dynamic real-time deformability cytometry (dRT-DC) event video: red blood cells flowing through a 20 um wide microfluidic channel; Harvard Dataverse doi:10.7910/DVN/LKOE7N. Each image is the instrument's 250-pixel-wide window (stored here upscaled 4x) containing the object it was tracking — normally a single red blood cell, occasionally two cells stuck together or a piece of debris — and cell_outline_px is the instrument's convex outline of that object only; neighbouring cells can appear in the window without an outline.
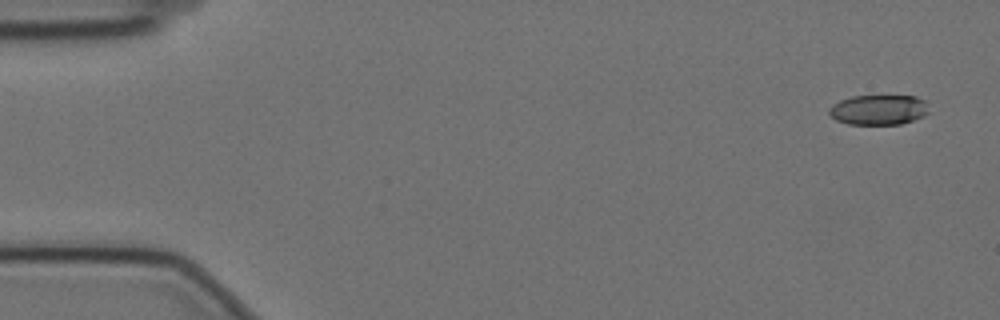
{"species": "Egyptian fruit bat (a non-hibernating species)", "species_latin": "Rousettus aegyptiacus", "temperature_condition": "cold", "stored_images_in_passage": 26, "camera_frame_rate_fps": 3000, "um_per_image_px": 0.085, "animal": {"sex": "female"}, "frame": {"image": 1, "passage_image": 1, "time_ms": 0.0, "image_size_px": [1000, 320], "cell_outline_px": [[928, 112], [924, 116], [900, 124], [848, 124], [836, 120], [828, 112], [828, 108], [832, 104], [840, 100], [852, 96], [916, 96], [924, 100]], "centroid_in_image_um": [74.65, 9.33], "position_along_channel_um": 10.4, "area_um2": 17.4}}
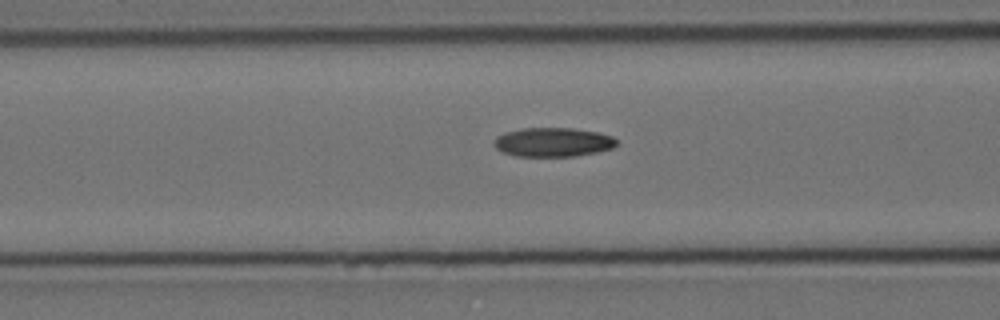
{"frame": {"image": 2, "passage_image": 21, "time_ms": 6.667, "image_size_px": [1000, 320], "cell_outline_px": [[616, 144], [612, 148], [596, 152], [576, 156], [516, 156], [504, 152], [496, 148], [492, 144], [496, 136], [504, 132], [524, 128], [572, 128], [600, 132], [612, 136], [616, 140]], "centroid_in_image_um": [46.98, 12.07], "position_along_channel_um": 119.6, "area_um2": 20.81}}
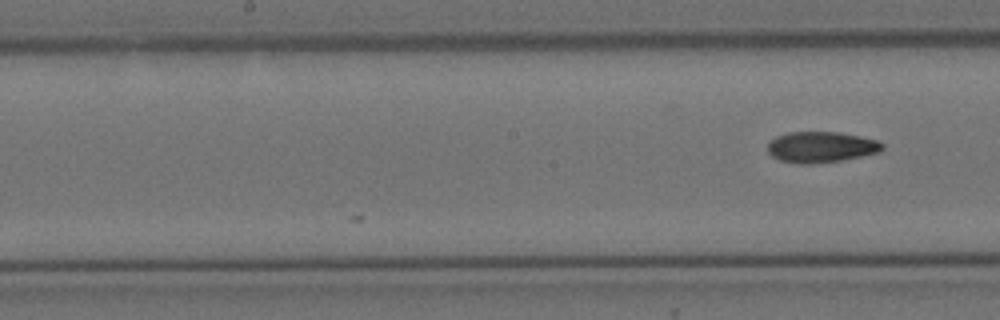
{"frame": {"image": 3, "passage_image": 26, "time_ms": 8.333, "image_size_px": [1000, 320], "cell_outline_px": [[884, 148], [880, 152], [840, 160], [812, 164], [800, 164], [780, 160], [772, 156], [768, 152], [768, 144], [776, 136], [788, 132], [840, 132], [860, 136], [876, 140], [884, 144]], "centroid_in_image_um": [69.79, 12.49], "position_along_channel_um": 178.4, "area_um2": 20.58}}